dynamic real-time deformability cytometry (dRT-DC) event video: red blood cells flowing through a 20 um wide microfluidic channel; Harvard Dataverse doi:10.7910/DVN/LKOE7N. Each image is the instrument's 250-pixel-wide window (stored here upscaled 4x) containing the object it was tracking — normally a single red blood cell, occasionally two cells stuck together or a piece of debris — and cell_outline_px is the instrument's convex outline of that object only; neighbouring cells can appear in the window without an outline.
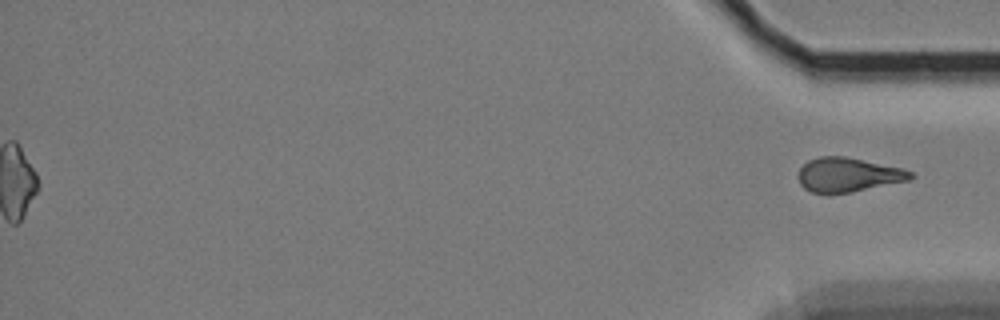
{"species": "Egyptian fruit bat (a non-hibernating species)", "species_latin": "Rousettus aegyptiacus", "temperature_condition": "cold", "stored_images_in_passage": 62, "segment_of_instrument_passage": [2, 2], "camera_frame_rate_fps": 3000, "um_per_image_px": 0.085, "animal": {"sex": "female"}, "frame": {"image": 1, "passage_image": 62, "time_ms": 20.333, "image_size_px": [1000, 320], "cell_outline_px": [[916, 176], [908, 180], [852, 192], [812, 192], [804, 188], [800, 184], [796, 176], [800, 168], [808, 160], [820, 156], [844, 156], [904, 168], [912, 172]], "centroid_in_image_um": [72.08, 14.84], "position_along_channel_um": 363.1, "area_um2": 22.31}}